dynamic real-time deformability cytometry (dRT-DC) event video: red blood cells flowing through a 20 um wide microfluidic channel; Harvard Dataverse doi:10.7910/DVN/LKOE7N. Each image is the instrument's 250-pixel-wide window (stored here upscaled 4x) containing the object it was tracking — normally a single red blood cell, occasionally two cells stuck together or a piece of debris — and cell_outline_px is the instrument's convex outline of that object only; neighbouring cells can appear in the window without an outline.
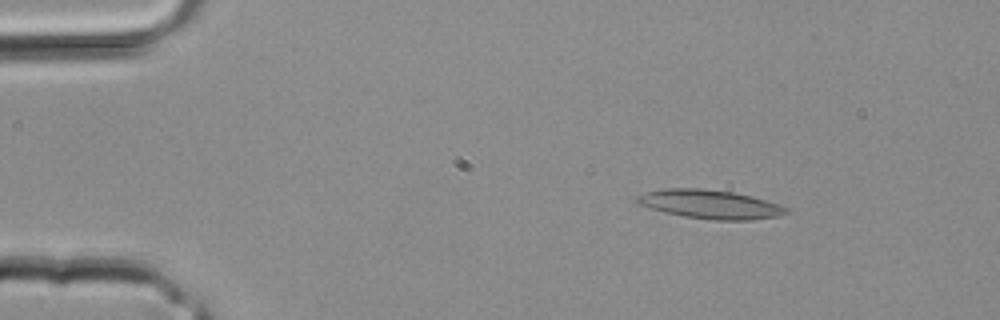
{"species": "common noctule bat (a hibernating species)", "species_latin": "Nyctalus noctula", "temperature_condition": "room temperature", "stored_images_in_passage": 3, "camera_frame_rate_fps": 3000, "um_per_image_px": 0.085, "animal": {"sex": "male", "body_mass_g": 20.4}, "frame": {"image": 1, "passage_image": 2, "time_ms": 0.333, "image_size_px": [1000, 320], "cell_outline_px": [[792, 212], [780, 216], [748, 220], [716, 220], [684, 216], [664, 212], [640, 204], [636, 200], [636, 196], [644, 192], [664, 188], [704, 188], [732, 192], [752, 196], [788, 208]], "centroid_in_image_um": [60.37, 17.36], "position_along_channel_um": 24.6, "area_um2": 24.97}}